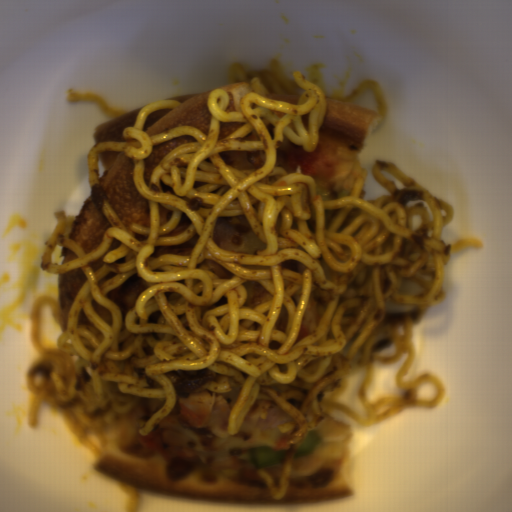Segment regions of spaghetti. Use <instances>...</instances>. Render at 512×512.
Wrapping results in <instances>:
<instances>
[{
    "label": "spaghetti",
    "instance_id": "obj_2",
    "mask_svg": "<svg viewBox=\"0 0 512 512\" xmlns=\"http://www.w3.org/2000/svg\"><path fill=\"white\" fill-rule=\"evenodd\" d=\"M367 91H373L374 100L379 114L386 118L388 117L390 110L386 98V94L378 80L363 79L349 94L331 97L350 101L351 103L359 99Z\"/></svg>",
    "mask_w": 512,
    "mask_h": 512
},
{
    "label": "spaghetti",
    "instance_id": "obj_1",
    "mask_svg": "<svg viewBox=\"0 0 512 512\" xmlns=\"http://www.w3.org/2000/svg\"><path fill=\"white\" fill-rule=\"evenodd\" d=\"M228 83L249 82L253 92L241 111H225L230 94L207 97L208 135L195 126L149 136L147 117L182 103L143 106L124 142L99 141L88 152L87 182L111 227L99 247L85 253L63 233L75 215L61 208L40 267L59 274L81 269L86 282L73 299L65 328L59 303L38 295L30 309V342L38 357L26 382L34 394L28 413L37 427L43 400H80L83 409L130 414L142 398L165 399L138 433L152 432L175 408L172 370L210 369L216 379L201 388L229 393L242 385L227 433L239 432L257 399H270L298 424L277 488L264 469L256 472L273 500L287 495L294 459L310 425L324 409L340 411L359 427H372L411 409H437L447 395L432 372L404 381L417 352L412 326L445 302V266L451 254L483 248L472 237L443 241L452 205L394 163L376 160L375 180L391 196L373 204L360 199L368 168H361L349 196L322 199L313 177L275 167L283 135L304 152L316 150L324 123V91L293 70V82L276 58L268 71L245 72L234 63ZM183 135L143 181L153 146ZM103 151L134 161L139 194L149 200L151 226L127 230L99 182ZM246 216L267 243L253 254L220 248L212 238L218 216ZM138 274L147 285L125 314L104 297ZM260 283L273 299L253 310L242 306L243 282ZM51 304L61 326L58 349L38 339L39 309ZM408 353V354H407ZM407 354L395 380L404 397L371 403L376 361L394 364Z\"/></svg>",
    "mask_w": 512,
    "mask_h": 512
},
{
    "label": "spaghetti",
    "instance_id": "obj_3",
    "mask_svg": "<svg viewBox=\"0 0 512 512\" xmlns=\"http://www.w3.org/2000/svg\"><path fill=\"white\" fill-rule=\"evenodd\" d=\"M67 102L70 104L76 102H94L97 104L98 111L112 120L131 111L111 105L101 95L96 93L83 90H73L72 88L68 91Z\"/></svg>",
    "mask_w": 512,
    "mask_h": 512
}]
</instances>
